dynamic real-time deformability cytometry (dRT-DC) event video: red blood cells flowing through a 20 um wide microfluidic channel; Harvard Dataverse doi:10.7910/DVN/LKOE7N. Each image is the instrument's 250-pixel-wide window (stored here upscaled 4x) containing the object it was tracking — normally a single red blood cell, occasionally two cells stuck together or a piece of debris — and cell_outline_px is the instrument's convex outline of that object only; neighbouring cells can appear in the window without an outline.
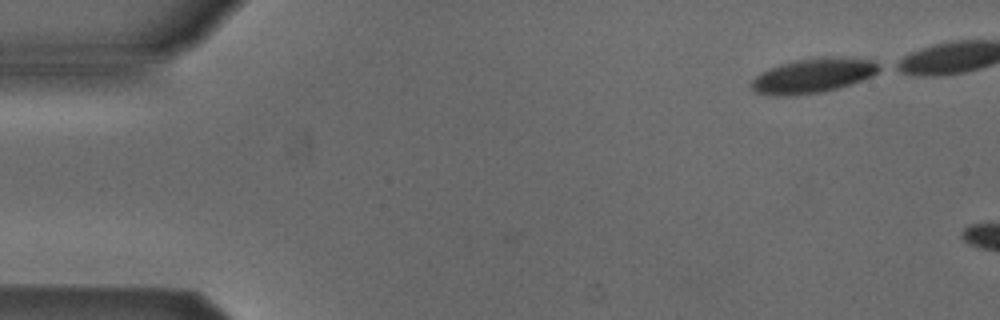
{"species": "Egyptian fruit bat (a non-hibernating species)", "species_latin": "Rousettus aegyptiacus", "temperature_condition": "cold", "stored_images_in_passage": 4, "camera_frame_rate_fps": 3000, "um_per_image_px": 0.085, "animal": {"sex": "male"}, "frame": {"image": 1, "passage_image": 1, "time_ms": 0.0, "image_size_px": [1000, 320], "cell_outline_px": [[884, 68], [872, 76], [840, 88], [820, 92], [796, 96], [776, 96], [756, 92], [748, 84], [760, 72], [768, 68], [780, 64], [796, 60], [820, 56], [832, 56], [876, 60], [884, 64]], "centroid_in_image_um": [69.16, 6.41], "position_along_channel_um": 15.8, "area_um2": 26.41}}